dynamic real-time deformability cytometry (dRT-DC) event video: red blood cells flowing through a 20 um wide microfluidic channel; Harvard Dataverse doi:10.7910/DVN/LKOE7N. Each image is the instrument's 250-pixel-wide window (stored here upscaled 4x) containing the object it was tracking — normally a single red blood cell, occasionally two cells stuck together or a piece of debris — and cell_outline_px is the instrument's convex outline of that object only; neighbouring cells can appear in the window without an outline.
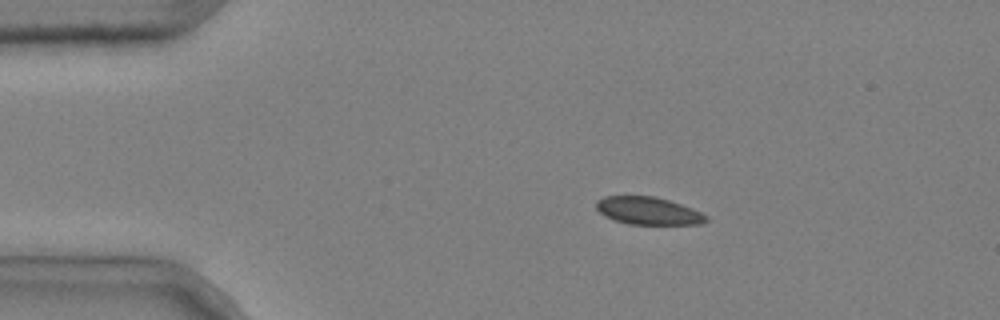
{"species": "common noctule bat (a hibernating species)", "species_latin": "Nyctalus noctula", "temperature_condition": "cold", "stored_images_in_passage": 9, "camera_frame_rate_fps": 3000, "um_per_image_px": 0.085, "animal": {"sex": "male", "body_mass_g": 20.4}, "frame": {"image": 1, "passage_image": 1, "time_ms": 0.0, "image_size_px": [1000, 320], "cell_outline_px": [[708, 220], [700, 224], [628, 224], [604, 216], [596, 208], [596, 200], [604, 196], [656, 196], [692, 208], [708, 216]], "centroid_in_image_um": [55.08, 17.91], "position_along_channel_um": 29.9, "area_um2": 17.63}}
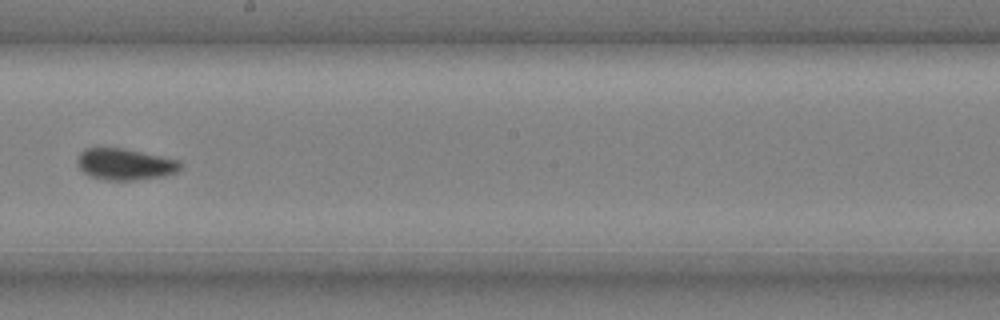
{"frame": {"image": 2, "passage_image": 7, "time_ms": 2.0, "image_size_px": [1000, 320], "cell_outline_px": [[184, 164], [176, 172], [164, 176], [136, 180], [108, 180], [92, 176], [84, 172], [76, 164], [76, 160], [80, 152], [84, 148], [124, 148], [180, 160]], "centroid_in_image_um": [10.64, 13.95], "position_along_channel_um": 237.6, "area_um2": 18.96}}
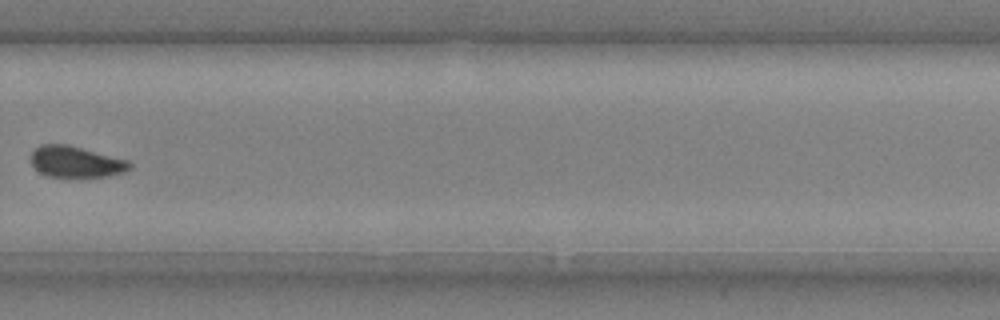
{"frame": {"image": 3, "passage_image": 9, "time_ms": 2.667, "image_size_px": [1000, 320], "cell_outline_px": [[132, 168], [124, 172], [108, 176], [48, 176], [40, 172], [28, 160], [28, 156], [32, 148], [40, 144], [68, 144], [128, 160], [132, 164]], "centroid_in_image_um": [6.39, 13.72], "position_along_channel_um": 323.4, "area_um2": 18.15}}